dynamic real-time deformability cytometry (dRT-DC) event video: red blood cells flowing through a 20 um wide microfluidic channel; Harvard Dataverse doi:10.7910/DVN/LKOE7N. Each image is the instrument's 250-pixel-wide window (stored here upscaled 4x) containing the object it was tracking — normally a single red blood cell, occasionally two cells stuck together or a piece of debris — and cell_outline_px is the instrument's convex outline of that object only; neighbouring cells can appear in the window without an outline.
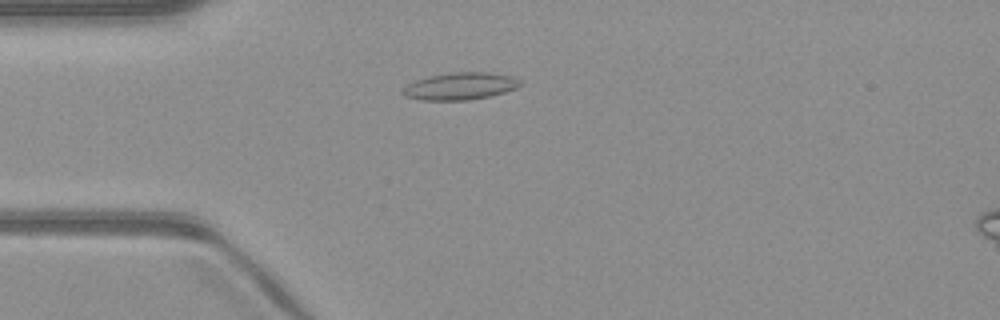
{"species": "common noctule bat (a hibernating species)", "species_latin": "Nyctalus noctula", "temperature_condition": "warm", "stored_images_in_passage": 50, "camera_frame_rate_fps": 3000, "um_per_image_px": 0.085, "animal": {"sex": "male", "body_mass_g": 23.1, "forearm_length_mm": 52.7}, "frame": {"image": 1, "passage_image": 13, "time_ms": 4.0, "image_size_px": [1000, 320], "cell_outline_px": [[524, 84], [516, 88], [504, 92], [488, 96], [468, 100], [420, 100], [404, 96], [400, 92], [408, 84], [416, 80], [428, 76], [448, 72], [488, 72], [512, 76], [520, 80]], "centroid_in_image_um": [39.11, 7.32], "position_along_channel_um": 45.9, "area_um2": 18.73}}
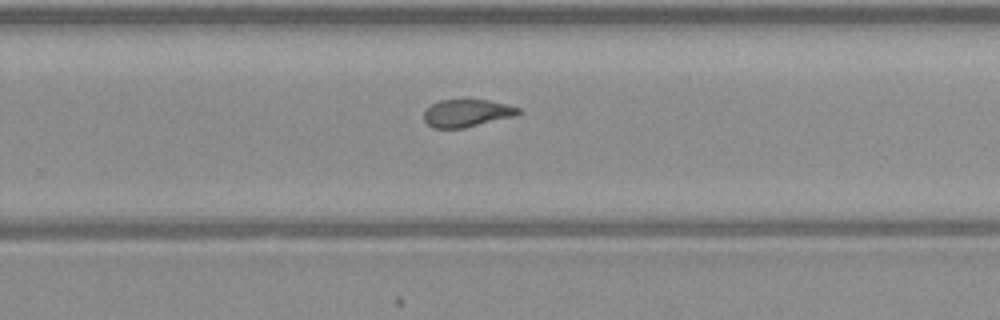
{"frame": {"image": 2, "passage_image": 32, "time_ms": 10.333, "image_size_px": [1000, 320], "cell_outline_px": [[524, 112], [516, 116], [464, 128], [432, 128], [424, 120], [424, 112], [432, 104], [440, 100], [488, 100], [520, 108]], "centroid_in_image_um": [39.71, 9.62], "position_along_channel_um": 290.1, "area_um2": 15.14}}
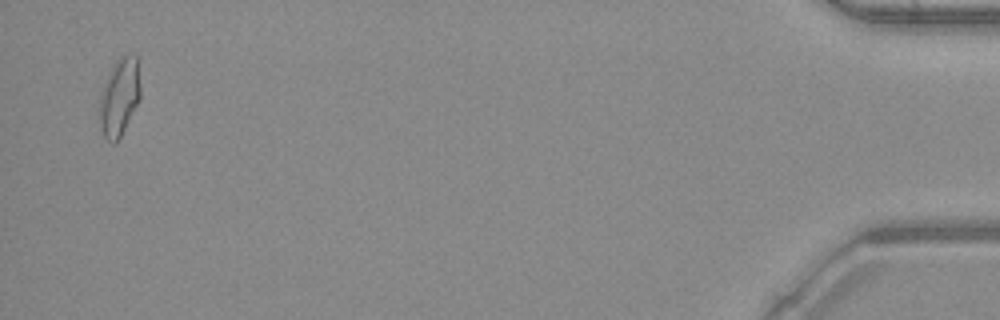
{"frame": {"image": 3, "passage_image": 49, "time_ms": 16.0, "image_size_px": [1000, 320], "cell_outline_px": [[140, 100], [116, 144], [112, 144], [104, 140], [100, 128], [100, 92], [116, 60], [120, 56], [136, 56], [140, 84]], "centroid_in_image_um": [10.14, 8.33], "position_along_channel_um": 425.1, "area_um2": 18.44}, "authors_computed_cell_mechanics": {"area_um2": 16.5019, "velocity_mm_per_s": 4.0783, "shape_relaxation_time_tau1_ms": null, "shape_relaxation_time_tau2_ms": 1.7479, "deformation_change_tau1": null, "deformation_change_tau2": 0.0877}}